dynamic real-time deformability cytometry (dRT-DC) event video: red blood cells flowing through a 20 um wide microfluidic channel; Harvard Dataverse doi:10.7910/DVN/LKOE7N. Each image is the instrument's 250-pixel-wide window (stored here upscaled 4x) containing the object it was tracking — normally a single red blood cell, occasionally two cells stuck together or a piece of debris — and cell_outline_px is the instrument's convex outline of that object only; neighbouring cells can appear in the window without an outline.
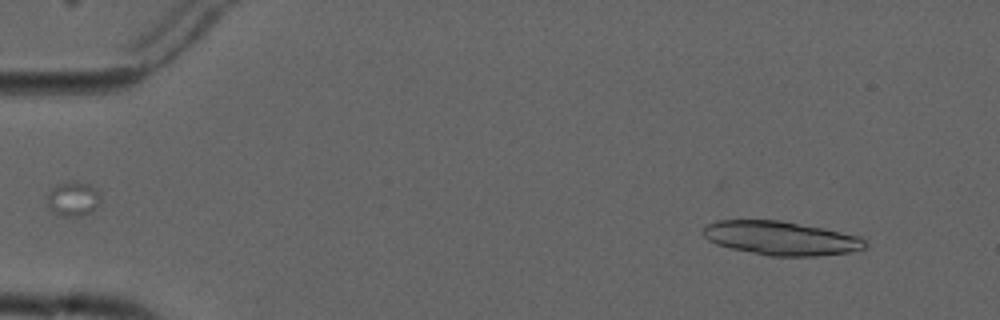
{"species": "common noctule bat (a hibernating species)", "species_latin": "Nyctalus noctula", "temperature_condition": "cold", "stored_images_in_passage": 4, "camera_frame_rate_fps": 3000, "um_per_image_px": 0.085, "animal": {"sex": "male", "forearm_length_mm": 52.5}, "frame": {"image": 1, "passage_image": 1, "time_ms": 0.0, "image_size_px": [1000, 320], "cell_outline_px": [[868, 248], [848, 252], [816, 256], [768, 256], [732, 248], [716, 244], [708, 240], [704, 236], [704, 228], [708, 224], [716, 220], [780, 220], [824, 228], [860, 236], [868, 244]], "centroid_in_image_um": [66.42, 20.24], "position_along_channel_um": 18.6, "area_um2": 31.96}}